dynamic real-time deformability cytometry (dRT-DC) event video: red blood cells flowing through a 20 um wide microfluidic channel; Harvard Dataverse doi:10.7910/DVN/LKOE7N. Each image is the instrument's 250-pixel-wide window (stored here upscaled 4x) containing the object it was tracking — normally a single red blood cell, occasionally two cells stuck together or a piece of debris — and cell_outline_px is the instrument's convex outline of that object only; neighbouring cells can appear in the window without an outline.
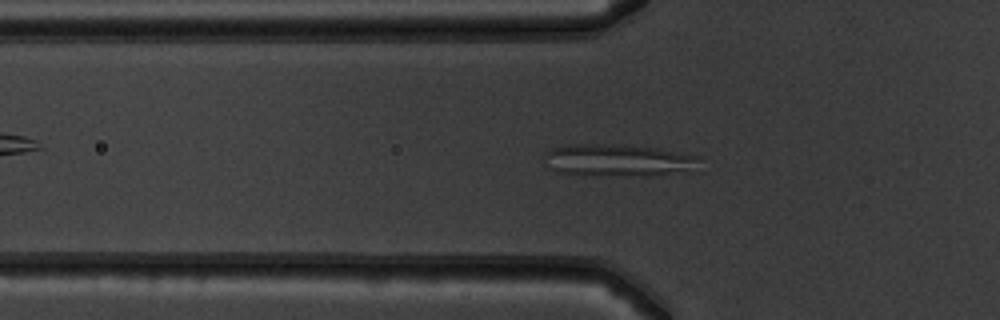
{"species": "common noctule bat (a hibernating species)", "species_latin": "Nyctalus noctula", "temperature_condition": "warm", "stored_images_in_passage": 46, "camera_frame_rate_fps": 3000, "um_per_image_px": 0.085, "animal": {"sex": "male", "body_mass_g": 19.5, "forearm_length_mm": 54.6}, "frame": {"image": 1, "passage_image": 11, "time_ms": 3.333, "image_size_px": [1000, 320], "cell_outline_px": [[704, 172], [652, 176], [640, 176], [560, 172], [552, 168], [544, 156], [552, 148], [564, 144], [604, 144], [656, 148], [700, 156]], "centroid_in_image_um": [52.83, 13.64], "position_along_channel_um": 73.0, "area_um2": 29.42}}
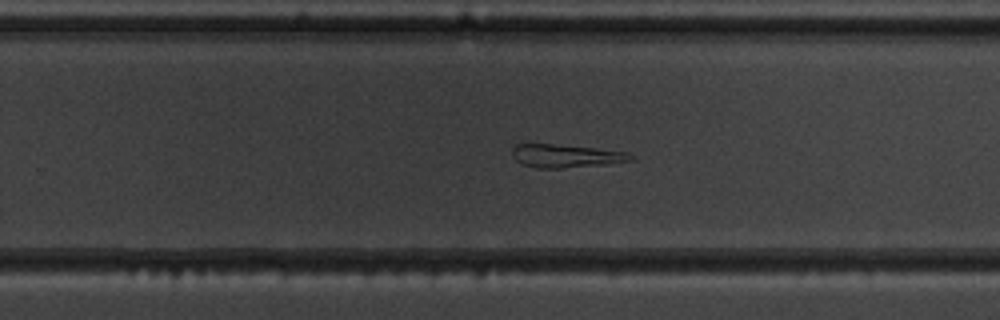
{"frame": {"image": 2, "passage_image": 27, "time_ms": 8.667, "image_size_px": [1000, 320], "cell_outline_px": [[636, 160], [608, 164], [560, 168], [536, 168], [520, 164], [512, 156], [512, 148], [516, 144], [524, 140], [628, 152], [636, 156]], "centroid_in_image_um": [48.03, 13.21], "position_along_channel_um": 281.8, "area_um2": 16.88}}
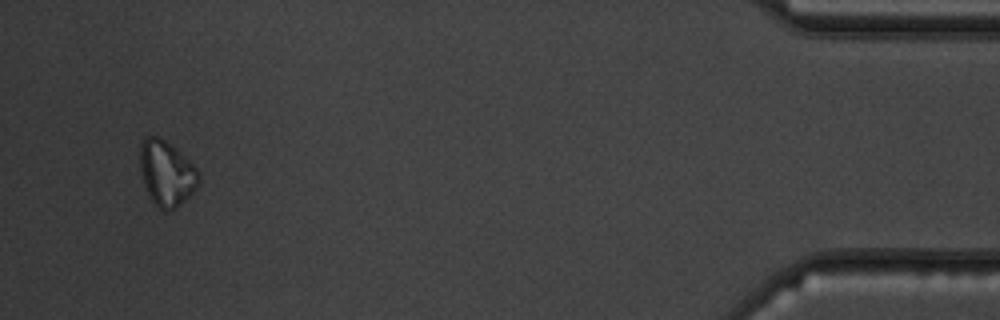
{"frame": {"image": 3, "passage_image": 43, "time_ms": 14.0, "image_size_px": [1000, 320], "cell_outline_px": [[200, 184], [176, 208], [168, 212], [164, 212], [152, 200], [144, 184], [140, 168], [140, 144], [144, 136], [160, 136], [188, 160], [196, 168], [200, 176]], "centroid_in_image_um": [14.15, 14.73], "position_along_channel_um": 421.1, "area_um2": 22.14}}